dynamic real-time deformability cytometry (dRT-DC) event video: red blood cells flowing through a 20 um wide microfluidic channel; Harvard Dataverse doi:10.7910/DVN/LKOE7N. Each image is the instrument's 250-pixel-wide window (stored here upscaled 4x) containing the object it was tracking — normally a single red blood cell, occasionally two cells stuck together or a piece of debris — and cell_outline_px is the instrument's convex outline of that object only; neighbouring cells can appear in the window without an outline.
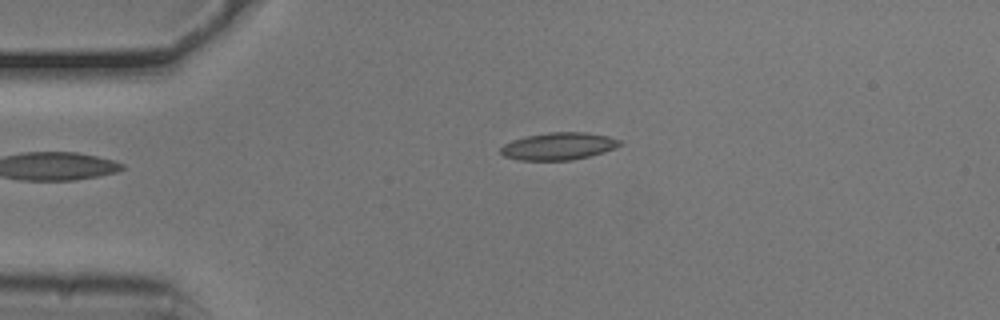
{"species": "common noctule bat (a hibernating species)", "species_latin": "Nyctalus noctula", "temperature_condition": "cold", "stored_images_in_passage": 42, "camera_frame_rate_fps": 3000, "um_per_image_px": 0.085, "animal": {"sex": "male", "body_mass_g": 20.5, "forearm_length_mm": 52.5}, "frame": {"image": 1, "passage_image": 1, "time_ms": 0.0, "image_size_px": [1000, 320], "cell_outline_px": [[624, 144], [616, 148], [604, 152], [572, 160], [516, 160], [504, 156], [500, 152], [500, 148], [504, 144], [512, 140], [528, 136], [548, 132], [584, 132], [608, 136], [620, 140]], "centroid_in_image_um": [47.49, 12.43], "position_along_channel_um": 37.5, "area_um2": 19.02}}
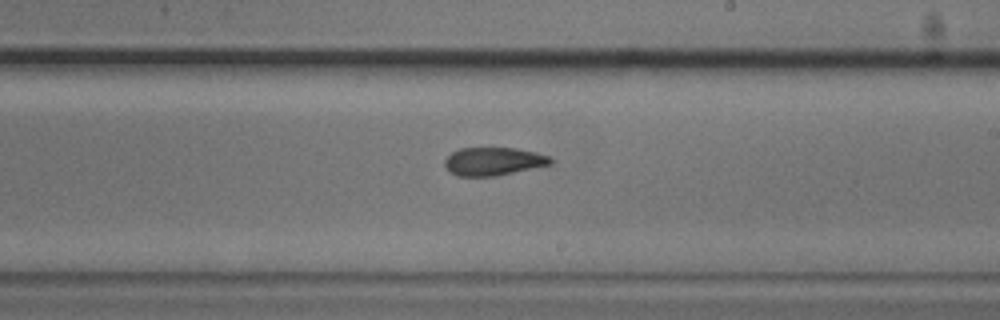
{"frame": {"image": 2, "passage_image": 20, "time_ms": 6.333, "image_size_px": [1000, 320], "cell_outline_px": [[552, 164], [496, 176], [456, 176], [444, 164], [444, 160], [452, 152], [460, 148], [516, 148], [536, 152], [548, 156], [552, 160]], "centroid_in_image_um": [41.94, 13.71], "position_along_channel_um": 247.1, "area_um2": 17.22}}
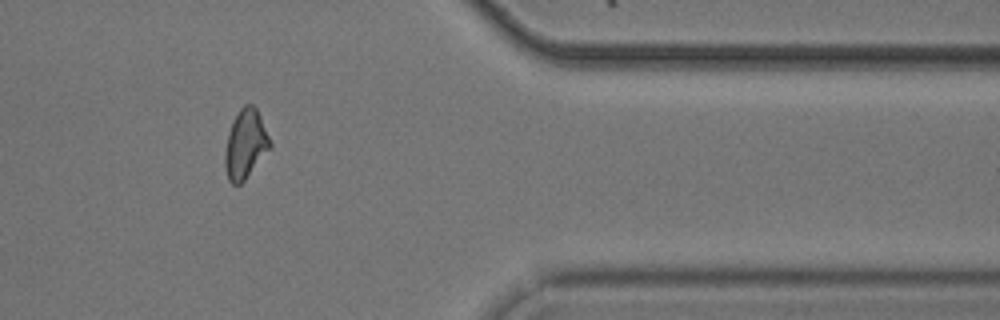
{"frame": {"image": 3, "passage_image": 33, "time_ms": 10.667, "image_size_px": [1000, 320], "cell_outline_px": [[272, 144], [244, 180], [240, 184], [232, 184], [228, 180], [224, 164], [224, 152], [228, 132], [232, 120], [240, 108], [244, 104], [252, 104], [256, 108], [260, 116]], "centroid_in_image_um": [20.82, 12.23], "position_along_channel_um": 390.6, "area_um2": 17.92}, "authors_computed_cell_mechanics": {"area_um2": 17.8313, "velocity_mm_per_s": 3.7941, "shape_relaxation_time_tau1_ms": 6.169, "shape_relaxation_time_tau2_ms": 3.3472, "deformation_change_tau1": 0.1663, "deformation_change_tau2": 0.1072}}